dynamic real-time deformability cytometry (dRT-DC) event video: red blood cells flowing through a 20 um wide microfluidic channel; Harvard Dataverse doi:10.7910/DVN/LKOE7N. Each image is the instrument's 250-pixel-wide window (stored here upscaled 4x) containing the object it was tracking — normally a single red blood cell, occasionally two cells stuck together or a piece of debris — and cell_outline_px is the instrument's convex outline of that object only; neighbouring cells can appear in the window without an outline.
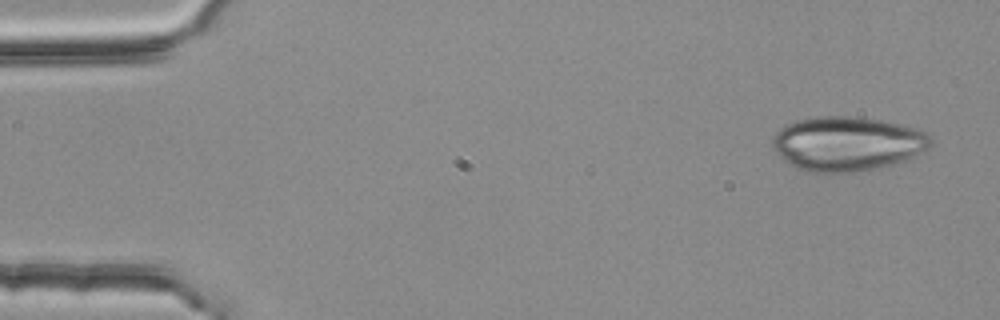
{"species": "common noctule bat (a hibernating species)", "species_latin": "Nyctalus noctula", "temperature_condition": "room temperature", "stored_images_in_passage": 3, "camera_frame_rate_fps": 3000, "um_per_image_px": 0.085, "animal": {"sex": "female", "body_mass_g": 25.1}, "frame": {"image": 1, "passage_image": 1, "time_ms": 0.0, "image_size_px": [1000, 320], "cell_outline_px": [[932, 144], [924, 152], [904, 160], [856, 172], [812, 172], [796, 168], [788, 164], [772, 148], [772, 136], [780, 128], [796, 120], [816, 116], [848, 116], [880, 120], [916, 128], [924, 132], [932, 140]], "centroid_in_image_um": [71.97, 12.2], "position_along_channel_um": 13.0, "area_um2": 49.88}}